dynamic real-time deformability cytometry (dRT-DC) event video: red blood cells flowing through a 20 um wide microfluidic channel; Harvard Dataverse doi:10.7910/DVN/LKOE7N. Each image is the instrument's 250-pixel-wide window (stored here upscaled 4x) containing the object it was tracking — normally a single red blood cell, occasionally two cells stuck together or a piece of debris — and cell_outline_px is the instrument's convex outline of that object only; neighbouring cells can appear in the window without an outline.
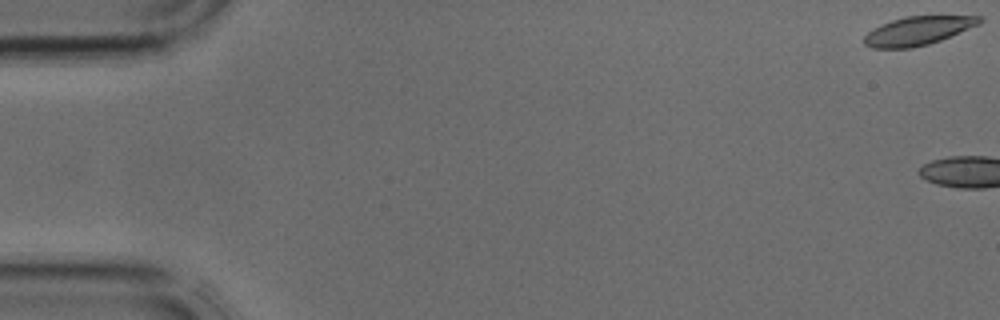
{"species": "common noctule bat (a hibernating species)", "species_latin": "Nyctalus noctula", "temperature_condition": "cold", "stored_images_in_passage": 6, "camera_frame_rate_fps": 3000, "um_per_image_px": 0.085, "animal": {"sex": "male", "body_mass_g": 17.9, "forearm_length_mm": 54.2}, "frame": {"image": 1, "passage_image": 1, "time_ms": 0.0, "image_size_px": [1000, 320], "cell_outline_px": [[984, 20], [980, 24], [940, 40], [928, 44], [912, 48], [872, 48], [864, 44], [864, 36], [868, 32], [880, 24], [904, 16], [984, 16]], "centroid_in_image_um": [78.03, 2.61], "position_along_channel_um": 7.0, "area_um2": 19.25}}